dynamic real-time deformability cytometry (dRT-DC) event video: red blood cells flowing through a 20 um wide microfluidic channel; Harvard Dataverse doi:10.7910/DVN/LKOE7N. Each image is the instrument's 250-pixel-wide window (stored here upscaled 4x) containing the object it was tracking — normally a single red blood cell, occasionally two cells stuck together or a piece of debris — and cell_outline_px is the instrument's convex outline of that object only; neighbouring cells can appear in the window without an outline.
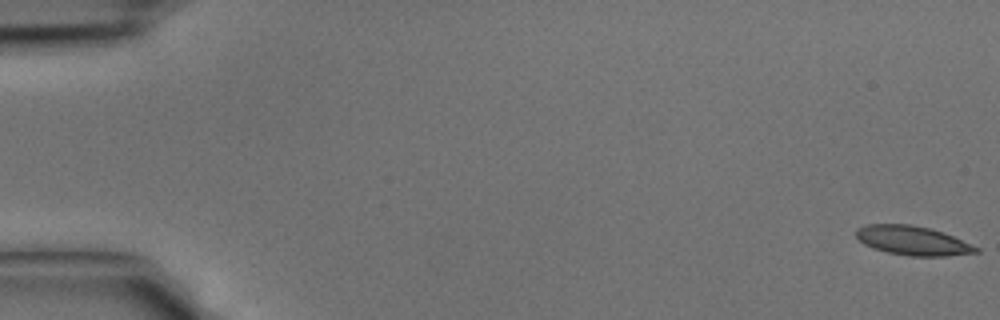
{"species": "common noctule bat (a hibernating species)", "species_latin": "Nyctalus noctula", "temperature_condition": "cold", "stored_images_in_passage": 42, "camera_frame_rate_fps": 3000, "um_per_image_px": 0.085, "animal": {"sex": "male", "body_mass_g": 15.6}, "frame": {"image": 1, "passage_image": 1, "time_ms": 0.0, "image_size_px": [1000, 320], "cell_outline_px": [[980, 252], [948, 256], [908, 256], [888, 252], [872, 248], [864, 244], [856, 236], [856, 228], [868, 224], [912, 224], [932, 228], [952, 236], [980, 248]], "centroid_in_image_um": [77.58, 20.45], "position_along_channel_um": 7.4, "area_um2": 20.46}}
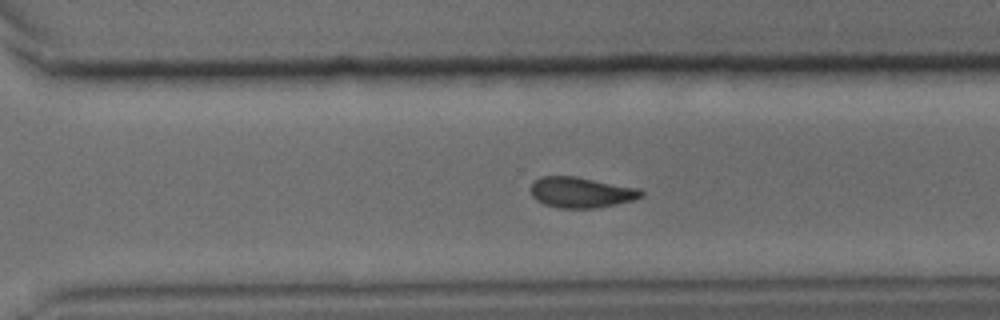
{"frame": {"image": 2, "passage_image": 30, "time_ms": 9.667, "image_size_px": [1000, 320], "cell_outline_px": [[644, 196], [632, 200], [596, 208], [560, 208], [544, 204], [536, 200], [532, 196], [528, 188], [540, 176], [576, 176], [640, 188], [644, 192]], "centroid_in_image_um": [49.38, 16.34], "position_along_channel_um": 321.2, "area_um2": 19.88}}
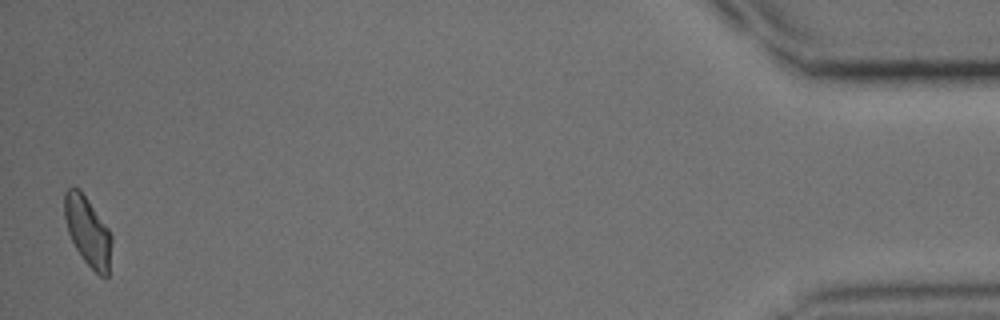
{"frame": {"image": 3, "passage_image": 42, "time_ms": 13.667, "image_size_px": [1000, 320], "cell_outline_px": [[112, 240], [108, 276], [100, 276], [84, 260], [76, 248], [68, 232], [64, 216], [64, 192], [72, 184], [80, 188], [108, 228], [112, 236]], "centroid_in_image_um": [7.45, 19.6], "position_along_channel_um": 427.8, "area_um2": 19.02}}